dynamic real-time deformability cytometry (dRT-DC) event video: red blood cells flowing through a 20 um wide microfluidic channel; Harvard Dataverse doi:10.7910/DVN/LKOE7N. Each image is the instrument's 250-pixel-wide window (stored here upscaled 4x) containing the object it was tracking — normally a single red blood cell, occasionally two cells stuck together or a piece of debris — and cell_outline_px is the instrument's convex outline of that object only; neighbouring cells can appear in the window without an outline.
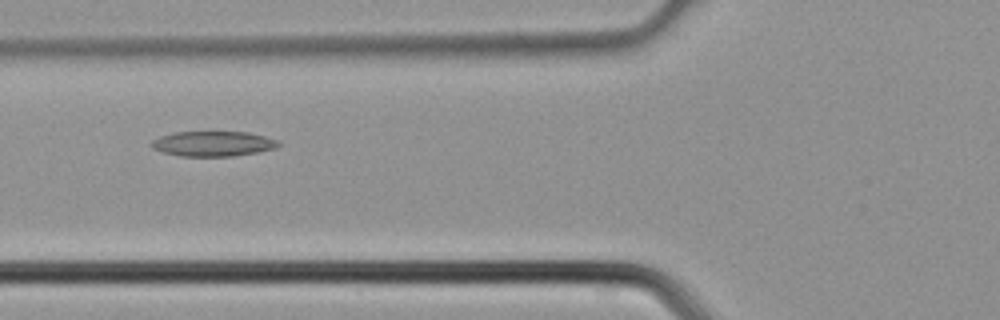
{"species": "common noctule bat (a hibernating species)", "species_latin": "Nyctalus noctula", "temperature_condition": "cold", "stored_images_in_passage": 4, "camera_frame_rate_fps": 3000, "um_per_image_px": 0.085, "animal": {"sex": "male", "body_mass_g": 21.5, "forearm_length_mm": 52.0}, "frame": {"image": 1, "passage_image": 3, "time_ms": 0.667, "image_size_px": [1000, 320], "cell_outline_px": [[280, 144], [276, 148], [236, 156], [180, 156], [164, 152], [152, 148], [148, 144], [152, 140], [160, 136], [172, 132], [248, 132], [280, 140]], "centroid_in_image_um": [18.1, 12.21], "position_along_channel_um": 107.7, "area_um2": 18.67}}
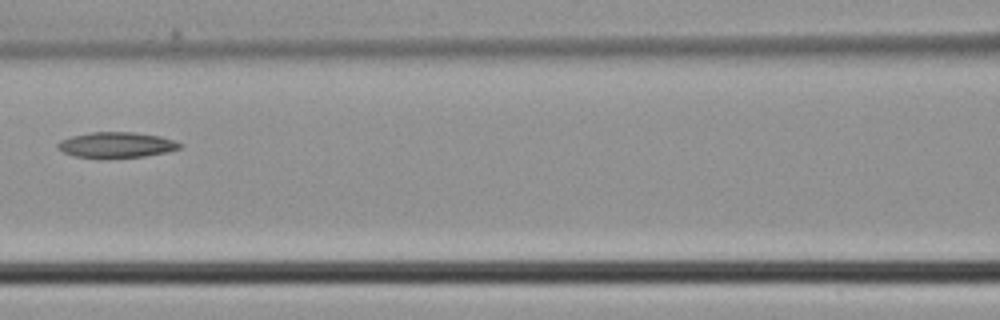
{"frame": {"image": 2, "passage_image": 4, "time_ms": 1.0, "image_size_px": [1000, 320], "cell_outline_px": [[184, 144], [180, 148], [168, 152], [144, 156], [104, 160], [100, 160], [76, 156], [64, 152], [56, 148], [56, 144], [60, 140], [72, 136], [92, 132], [136, 132], [160, 136]], "centroid_in_image_um": [9.88, 12.34], "position_along_channel_um": 156.7, "area_um2": 18.73}}